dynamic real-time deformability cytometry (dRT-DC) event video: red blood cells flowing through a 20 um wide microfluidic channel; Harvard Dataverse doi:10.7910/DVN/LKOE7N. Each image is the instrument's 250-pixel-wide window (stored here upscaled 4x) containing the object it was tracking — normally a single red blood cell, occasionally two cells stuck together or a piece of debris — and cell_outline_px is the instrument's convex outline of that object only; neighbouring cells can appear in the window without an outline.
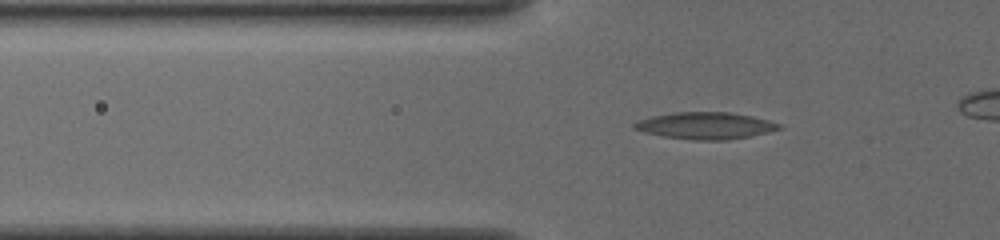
{"species": "common noctule bat (a hibernating species)", "species_latin": "Nyctalus noctula", "temperature_condition": "cold", "stored_images_in_passage": 32, "camera_frame_rate_fps": 3000, "um_per_image_px": 0.085, "animal": {"sex": "female", "body_mass_g": 19.5, "forearm_length_mm": 54.1}, "frame": {"image": 1, "passage_image": 2, "time_ms": 0.333, "image_size_px": [1000, 240], "cell_outline_px": [[780, 128], [768, 132], [748, 136], [724, 140], [696, 140], [664, 136], [644, 132], [632, 128], [632, 124], [640, 120], [652, 116], [672, 112], [728, 112], [752, 116], [768, 120], [780, 124]], "centroid_in_image_um": [59.93, 10.67], "position_along_channel_um": 65.9, "area_um2": 22.37}}
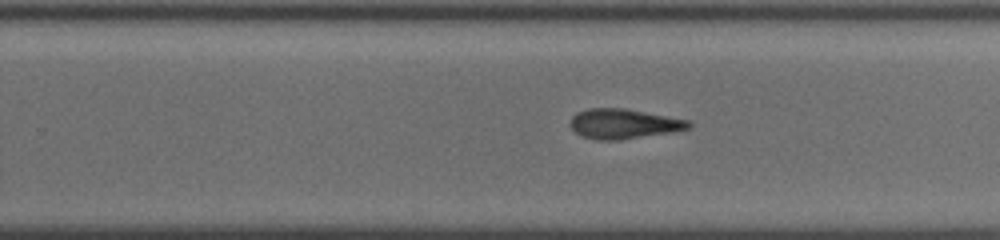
{"frame": {"image": 2, "passage_image": 19, "time_ms": 6.0, "image_size_px": [1000, 240], "cell_outline_px": [[692, 128], [672, 132], [620, 140], [596, 140], [580, 136], [568, 124], [572, 116], [576, 112], [588, 108], [624, 108], [692, 120]], "centroid_in_image_um": [53.02, 10.52], "position_along_channel_um": 276.8, "area_um2": 20.98}}
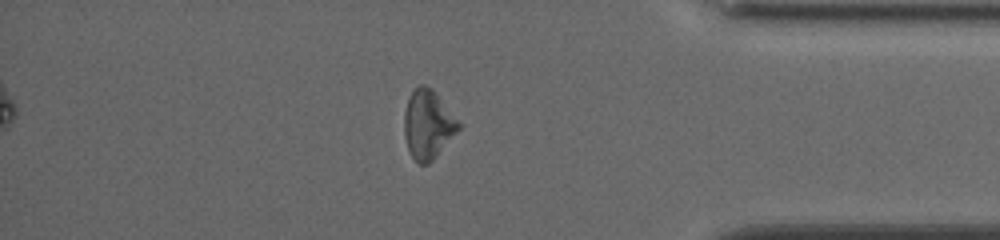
{"frame": {"image": 3, "passage_image": 30, "time_ms": 9.667, "image_size_px": [1000, 240], "cell_outline_px": [[460, 128], [436, 156], [428, 164], [420, 164], [412, 156], [408, 148], [404, 136], [404, 112], [408, 96], [412, 88], [420, 84], [424, 84], [432, 88], [460, 124]], "centroid_in_image_um": [36.33, 10.54], "position_along_channel_um": 398.9, "area_um2": 21.62}}